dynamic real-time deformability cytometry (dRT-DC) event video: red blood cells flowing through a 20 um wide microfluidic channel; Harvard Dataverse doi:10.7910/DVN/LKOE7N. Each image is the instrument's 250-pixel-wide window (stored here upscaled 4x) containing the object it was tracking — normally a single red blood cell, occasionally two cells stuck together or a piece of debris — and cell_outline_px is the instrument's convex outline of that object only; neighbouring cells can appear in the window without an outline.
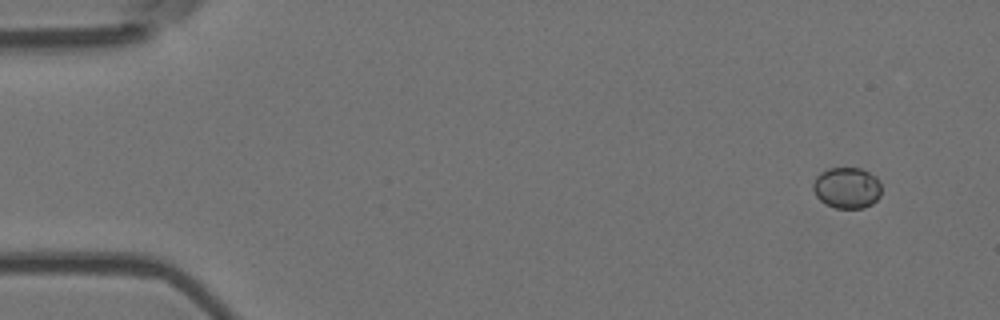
{"species": "Egyptian fruit bat (a non-hibernating species)", "species_latin": "Rousettus aegyptiacus", "temperature_condition": "room temperature", "stored_images_in_passage": 4, "camera_frame_rate_fps": 3000, "um_per_image_px": 0.085, "animal": {"sex": "female"}, "frame": {"image": 1, "passage_image": 1, "time_ms": 0.0, "image_size_px": [1000, 320], "cell_outline_px": [[880, 196], [872, 204], [864, 208], [836, 208], [824, 204], [816, 196], [812, 188], [812, 184], [816, 176], [820, 172], [828, 168], [860, 168], [876, 176], [880, 184]], "centroid_in_image_um": [71.96, 15.97], "position_along_channel_um": 13.0, "area_um2": 16.53}}
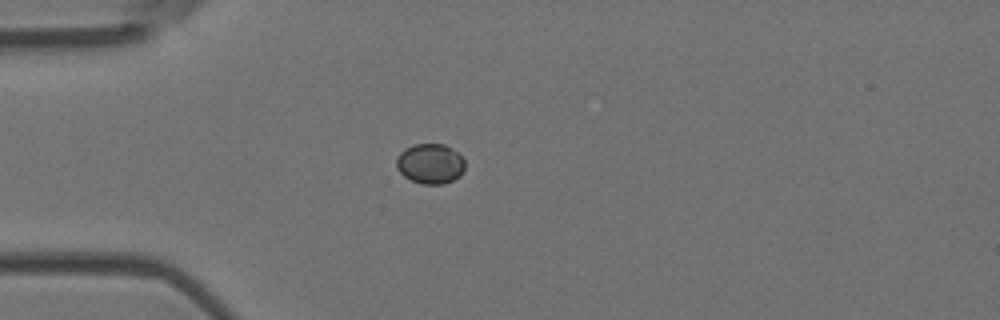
{"frame": {"image": 2, "passage_image": 4, "time_ms": 1.0, "image_size_px": [1000, 320], "cell_outline_px": [[464, 168], [460, 176], [444, 184], [420, 184], [404, 176], [396, 168], [396, 160], [400, 152], [404, 148], [412, 144], [444, 144], [456, 152], [464, 160]], "centroid_in_image_um": [36.54, 13.91], "position_along_channel_um": 48.5, "area_um2": 16.01}}